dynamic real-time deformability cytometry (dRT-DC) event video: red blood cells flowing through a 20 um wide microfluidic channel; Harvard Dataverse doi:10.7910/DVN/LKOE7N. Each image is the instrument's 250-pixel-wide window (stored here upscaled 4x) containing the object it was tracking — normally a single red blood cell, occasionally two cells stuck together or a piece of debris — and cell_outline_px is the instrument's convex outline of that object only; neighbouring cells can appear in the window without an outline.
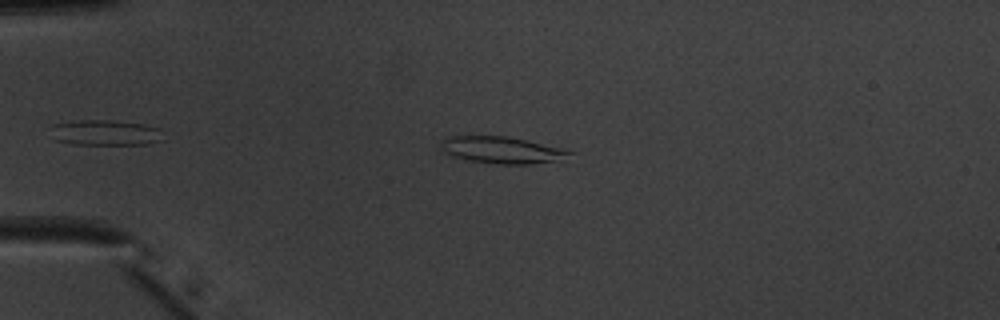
{"species": "common noctule bat (a hibernating species)", "species_latin": "Nyctalus noctula", "temperature_condition": "warm", "stored_images_in_passage": 38, "camera_frame_rate_fps": 3000, "um_per_image_px": 0.085, "animal": {"sex": "male", "body_mass_g": 20.1, "forearm_length_mm": 53.5}, "frame": {"image": 1, "passage_image": 4, "time_ms": 1.0, "image_size_px": [1000, 320], "cell_outline_px": [[572, 152], [556, 160], [528, 164], [500, 164], [472, 160], [452, 156], [444, 152], [440, 148], [440, 144], [448, 136], [468, 132], [508, 136], [564, 148]], "centroid_in_image_um": [42.51, 12.68], "position_along_channel_um": 42.5, "area_um2": 20.52}}
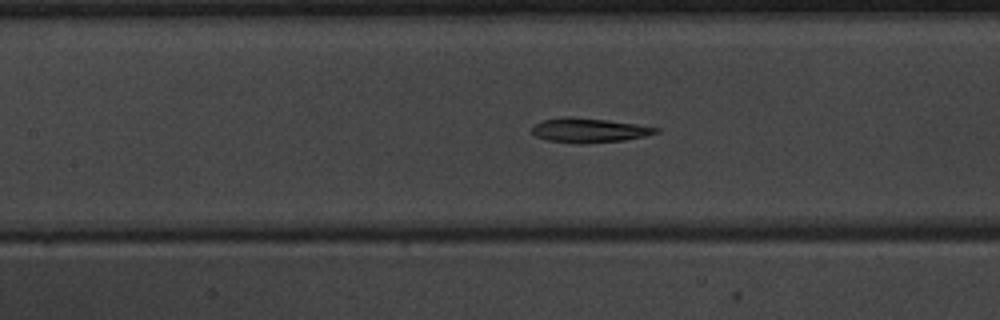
{"frame": {"image": 2, "passage_image": 15, "time_ms": 4.667, "image_size_px": [1000, 320], "cell_outline_px": [[660, 132], [644, 136], [624, 140], [548, 140], [536, 136], [532, 132], [532, 128], [536, 124], [544, 120], [564, 116], [572, 116], [608, 120], [636, 124], [660, 128]], "centroid_in_image_um": [50.12, 11.0], "position_along_channel_um": 157.3, "area_um2": 16.47}}
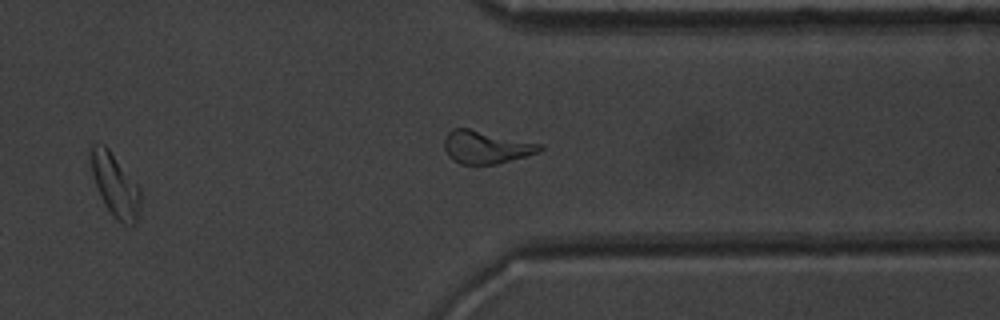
{"frame": {"image": 3, "passage_image": 31, "time_ms": 10.0, "image_size_px": [1000, 320], "cell_outline_px": [[140, 200], [136, 224], [124, 224], [116, 220], [108, 208], [96, 184], [92, 172], [92, 144], [104, 144], [108, 148], [140, 188]], "centroid_in_image_um": [9.82, 15.75], "position_along_channel_um": 401.6, "area_um2": 17.34}, "authors_computed_cell_mechanics": {"area_um2": 17.6868, "velocity_mm_per_s": 4.0038, "shape_relaxation_time_tau1_ms": 6.8784, "shape_relaxation_time_tau2_ms": 3.5015, "deformation_change_tau1": 0.2233, "deformation_change_tau2": 0.1506}}